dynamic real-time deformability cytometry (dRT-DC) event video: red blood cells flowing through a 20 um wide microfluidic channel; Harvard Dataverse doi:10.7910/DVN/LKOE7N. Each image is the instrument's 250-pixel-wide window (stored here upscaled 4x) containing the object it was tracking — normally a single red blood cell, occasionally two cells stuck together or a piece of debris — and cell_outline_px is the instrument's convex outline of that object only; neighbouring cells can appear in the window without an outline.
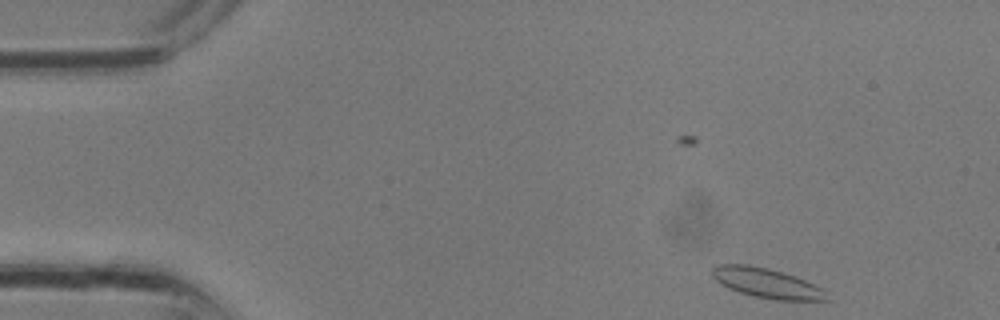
{"species": "common noctule bat (a hibernating species)", "species_latin": "Nyctalus noctula", "temperature_condition": "room temperature", "stored_images_in_passage": 30, "camera_frame_rate_fps": 3000, "um_per_image_px": 0.085, "animal": {"sex": "male", "body_mass_g": 13.3}, "frame": {"image": 1, "passage_image": 1, "time_ms": 0.0, "image_size_px": [1000, 320], "cell_outline_px": [[832, 300], [776, 300], [752, 296], [728, 288], [720, 284], [712, 276], [712, 268], [716, 264], [748, 264], [768, 268], [784, 272], [804, 280], [820, 288]], "centroid_in_image_um": [65.12, 24.05], "position_along_channel_um": 19.9, "area_um2": 19.83}}
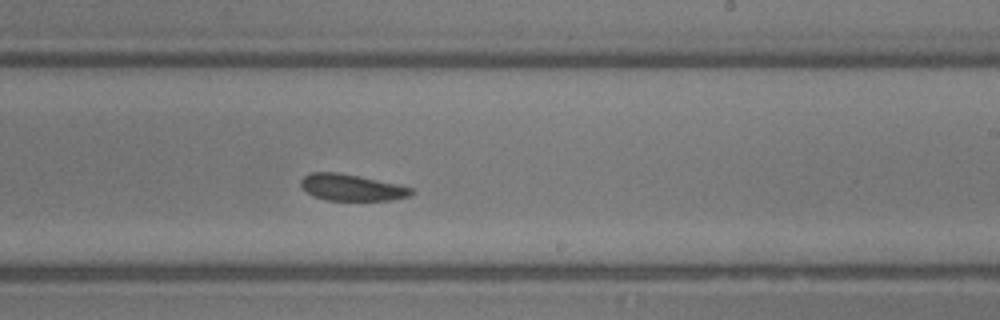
{"frame": {"image": 2, "passage_image": 17, "time_ms": 5.333, "image_size_px": [1000, 320], "cell_outline_px": [[416, 192], [412, 196], [392, 200], [328, 200], [312, 196], [300, 184], [300, 180], [304, 176], [312, 172], [336, 172], [396, 184], [412, 188]], "centroid_in_image_um": [29.91, 15.95], "position_along_channel_um": 259.1, "area_um2": 16.88}}
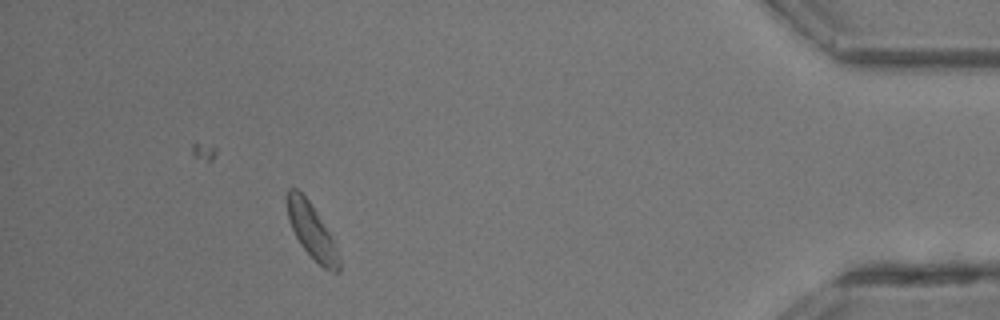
{"frame": {"image": 3, "passage_image": 27, "time_ms": 8.667, "image_size_px": [1000, 320], "cell_outline_px": [[340, 272], [332, 272], [324, 268], [300, 244], [292, 228], [288, 216], [288, 188], [296, 188], [308, 200], [316, 212], [328, 232], [340, 256]], "centroid_in_image_um": [26.52, 19.68], "position_along_channel_um": 408.7, "area_um2": 15.78}}